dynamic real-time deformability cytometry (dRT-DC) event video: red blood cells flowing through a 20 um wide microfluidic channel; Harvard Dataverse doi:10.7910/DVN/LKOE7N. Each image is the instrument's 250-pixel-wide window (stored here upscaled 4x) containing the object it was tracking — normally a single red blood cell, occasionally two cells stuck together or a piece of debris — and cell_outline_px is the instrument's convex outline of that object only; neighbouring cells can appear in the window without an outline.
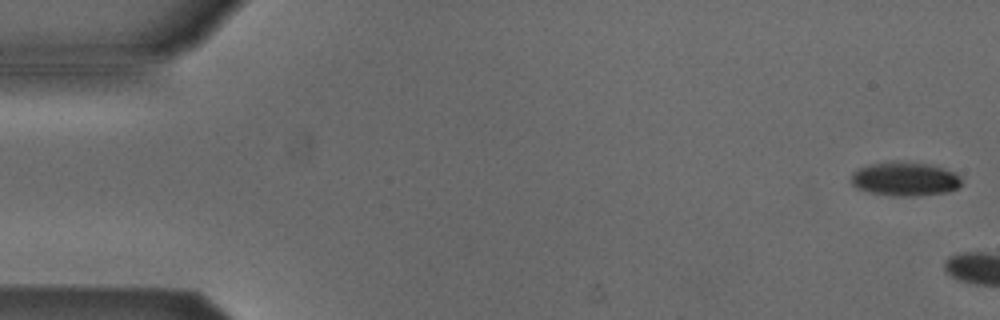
{"species": "Egyptian fruit bat (a non-hibernating species)", "species_latin": "Rousettus aegyptiacus", "temperature_condition": "cold", "stored_images_in_passage": 2, "camera_frame_rate_fps": 3000, "um_per_image_px": 0.085, "animal": {"sex": "male"}, "frame": {"image": 1, "passage_image": 1, "time_ms": 0.0, "image_size_px": [1000, 320], "cell_outline_px": [[960, 184], [956, 188], [948, 192], [920, 196], [892, 196], [868, 192], [856, 188], [852, 184], [852, 172], [856, 168], [868, 164], [892, 160], [896, 160], [928, 164], [952, 172], [960, 176]], "centroid_in_image_um": [76.85, 15.21], "position_along_channel_um": 8.2, "area_um2": 22.08}}